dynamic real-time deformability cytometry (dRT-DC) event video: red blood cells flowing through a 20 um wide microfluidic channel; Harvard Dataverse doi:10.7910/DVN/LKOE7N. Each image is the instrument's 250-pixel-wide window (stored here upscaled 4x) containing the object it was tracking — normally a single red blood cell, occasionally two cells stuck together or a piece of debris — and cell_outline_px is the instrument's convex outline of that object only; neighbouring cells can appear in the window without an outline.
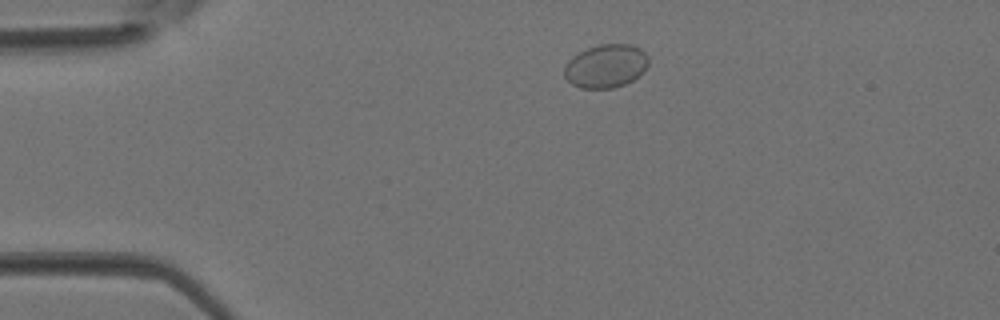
{"species": "Egyptian fruit bat (a non-hibernating species)", "species_latin": "Rousettus aegyptiacus", "temperature_condition": "room temperature", "stored_images_in_passage": 2, "camera_frame_rate_fps": 3000, "um_per_image_px": 0.085, "animal": {"sex": "female"}, "frame": {"image": 1, "passage_image": 1, "time_ms": 0.0, "image_size_px": [1000, 320], "cell_outline_px": [[648, 64], [644, 72], [640, 76], [624, 84], [612, 88], [580, 88], [572, 84], [564, 76], [564, 68], [568, 60], [572, 56], [588, 48], [600, 44], [628, 44], [640, 48], [648, 56]], "centroid_in_image_um": [51.5, 5.61], "position_along_channel_um": 33.5, "area_um2": 21.33}}